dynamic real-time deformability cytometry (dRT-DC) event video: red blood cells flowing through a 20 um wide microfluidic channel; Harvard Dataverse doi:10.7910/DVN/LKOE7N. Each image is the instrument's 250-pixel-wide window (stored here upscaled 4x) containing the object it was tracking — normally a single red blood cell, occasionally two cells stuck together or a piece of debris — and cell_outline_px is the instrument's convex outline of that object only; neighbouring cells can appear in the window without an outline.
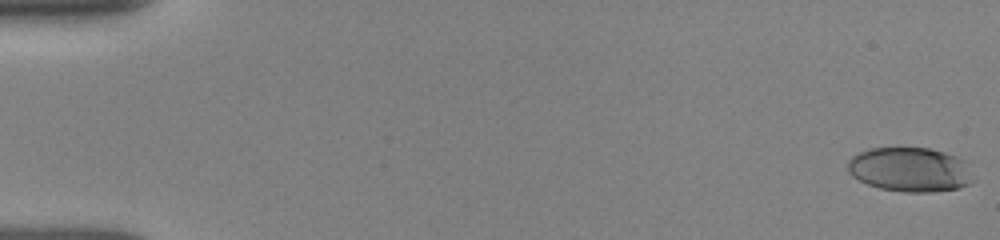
{"species": "human", "species_latin": "Homo sapiens", "temperature_condition": "room temperature", "stored_images_in_passage": 52, "camera_frame_rate_fps": 3000, "um_per_image_px": 0.085, "donor": {"sex": "female"}, "frame": {"image": 1, "passage_image": 1, "time_ms": 0.0, "image_size_px": [1000, 240], "cell_outline_px": [[976, 180], [972, 184], [960, 188], [932, 192], [904, 192], [880, 188], [868, 184], [852, 176], [848, 172], [848, 160], [852, 156], [860, 152], [872, 148], [928, 148], [944, 152], [956, 156], [964, 160]], "centroid_in_image_um": [77.39, 14.42], "position_along_channel_um": 7.6, "area_um2": 32.66}}
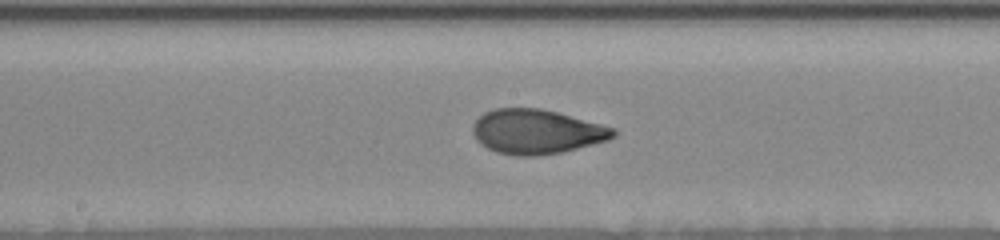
{"frame": {"image": 2, "passage_image": 28, "time_ms": 9.0, "image_size_px": [1000, 240], "cell_outline_px": [[616, 136], [608, 140], [564, 152], [532, 156], [520, 156], [496, 152], [480, 144], [476, 140], [472, 132], [472, 128], [476, 120], [484, 112], [496, 108], [540, 108], [556, 112], [616, 128]], "centroid_in_image_um": [45.61, 11.19], "position_along_channel_um": 202.6, "area_um2": 36.47}}
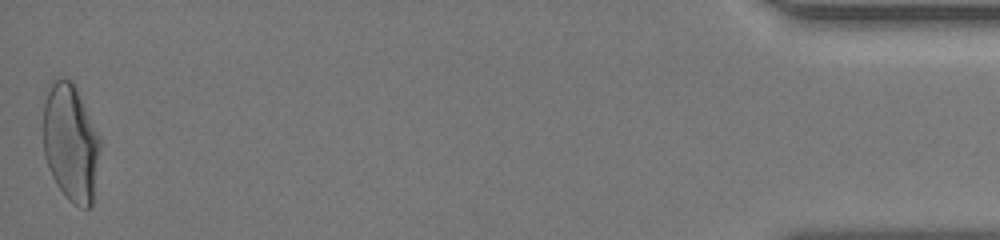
{"frame": {"image": 3, "passage_image": 52, "time_ms": 17.0, "image_size_px": [1000, 240], "cell_outline_px": [[100, 148], [92, 204], [88, 208], [80, 208], [72, 204], [68, 200], [56, 184], [52, 176], [44, 156], [44, 100], [48, 84], [60, 76], [72, 80], [100, 136]], "centroid_in_image_um": [6.0, 12.11], "position_along_channel_um": 429.2, "area_um2": 39.13}, "authors_computed_cell_mechanics": {"area_um2": 35.258, "velocity_mm_per_s": 3.9054, "shape_relaxation_time_tau1_ms": 3.6882, "shape_relaxation_time_tau2_ms": 0.8341, "deformation_change_tau1": 0.1679, "deformation_change_tau2": 0.0598}}